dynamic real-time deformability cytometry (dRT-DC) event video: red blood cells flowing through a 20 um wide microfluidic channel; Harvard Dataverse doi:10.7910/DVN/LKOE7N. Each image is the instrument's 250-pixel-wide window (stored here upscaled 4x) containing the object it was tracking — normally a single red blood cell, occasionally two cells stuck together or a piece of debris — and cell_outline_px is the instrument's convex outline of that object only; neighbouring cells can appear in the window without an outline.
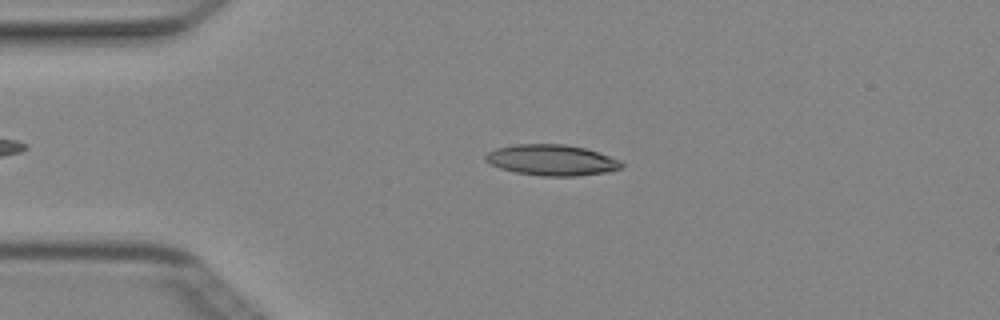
{"species": "Egyptian fruit bat (a non-hibernating species)", "species_latin": "Rousettus aegyptiacus", "temperature_condition": "cold", "stored_images_in_passage": 3, "camera_frame_rate_fps": 3000, "um_per_image_px": 0.085, "animal": {"sex": "female"}, "frame": {"image": 1, "passage_image": 2, "time_ms": 0.333, "image_size_px": [1000, 320], "cell_outline_px": [[624, 168], [608, 172], [576, 176], [540, 176], [516, 172], [500, 168], [484, 160], [484, 156], [488, 152], [496, 148], [516, 144], [564, 144], [584, 148], [620, 160], [624, 164]], "centroid_in_image_um": [46.9, 13.61], "position_along_channel_um": 38.1, "area_um2": 24.45}}